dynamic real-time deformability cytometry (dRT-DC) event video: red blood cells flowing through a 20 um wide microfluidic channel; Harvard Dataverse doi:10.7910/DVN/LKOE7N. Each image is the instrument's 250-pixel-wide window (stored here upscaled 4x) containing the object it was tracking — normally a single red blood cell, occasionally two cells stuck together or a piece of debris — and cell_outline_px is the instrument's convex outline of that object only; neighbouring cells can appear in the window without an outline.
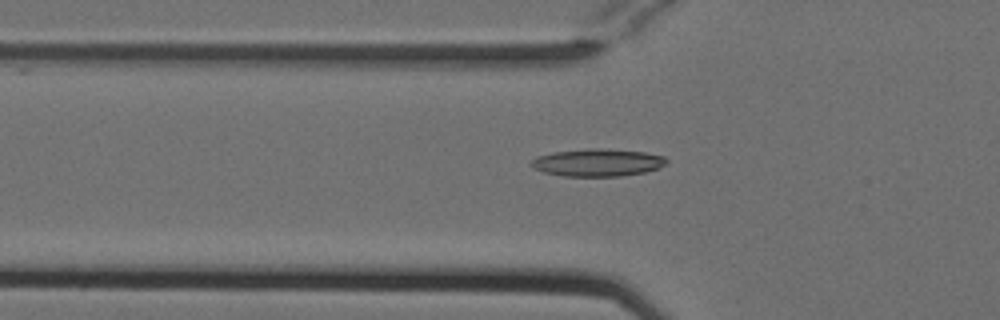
{"species": "Egyptian fruit bat (a non-hibernating species)", "species_latin": "Rousettus aegyptiacus", "temperature_condition": "cold", "stored_images_in_passage": 47, "camera_frame_rate_fps": 3000, "um_per_image_px": 0.085, "animal": {"sex": "female"}, "frame": {"image": 1, "passage_image": 11, "time_ms": 3.333, "image_size_px": [1000, 320], "cell_outline_px": [[668, 160], [660, 168], [644, 172], [620, 176], [564, 176], [544, 172], [532, 168], [532, 160], [536, 156], [556, 152], [588, 148], [600, 148], [644, 152], [664, 156]], "centroid_in_image_um": [50.8, 13.81], "position_along_channel_um": 75.0, "area_um2": 21.56}}
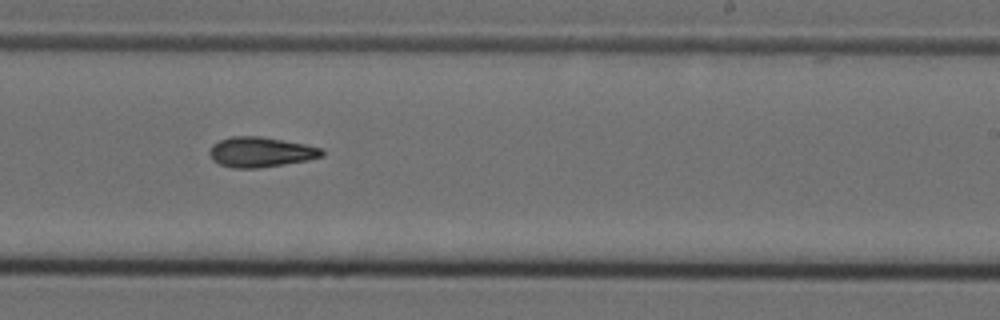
{"frame": {"image": 2, "passage_image": 26, "time_ms": 8.333, "image_size_px": [1000, 320], "cell_outline_px": [[324, 156], [308, 160], [256, 168], [232, 168], [220, 164], [212, 160], [208, 152], [212, 144], [220, 140], [232, 136], [260, 136], [304, 144], [320, 148], [324, 152]], "centroid_in_image_um": [22.12, 12.92], "position_along_channel_um": 266.9, "area_um2": 19.59}}
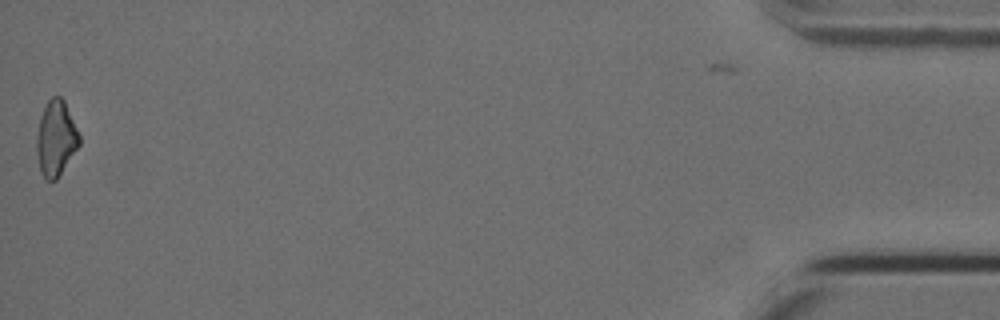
{"frame": {"image": 3, "passage_image": 46, "time_ms": 15.0, "image_size_px": [1000, 320], "cell_outline_px": [[80, 144], [56, 180], [44, 180], [40, 172], [36, 152], [36, 136], [40, 116], [48, 100], [52, 96], [60, 96], [64, 100], [80, 136]], "centroid_in_image_um": [4.73, 11.77], "position_along_channel_um": 430.5, "area_um2": 18.73}, "authors_computed_cell_mechanics": {"area_um2": 19.2474, "velocity_mm_per_s": 3.8363, "shape_relaxation_time_tau1_ms": null, "shape_relaxation_time_tau2_ms": 10.7611, "deformation_change_tau1": null, "deformation_change_tau2": 0.2316}}